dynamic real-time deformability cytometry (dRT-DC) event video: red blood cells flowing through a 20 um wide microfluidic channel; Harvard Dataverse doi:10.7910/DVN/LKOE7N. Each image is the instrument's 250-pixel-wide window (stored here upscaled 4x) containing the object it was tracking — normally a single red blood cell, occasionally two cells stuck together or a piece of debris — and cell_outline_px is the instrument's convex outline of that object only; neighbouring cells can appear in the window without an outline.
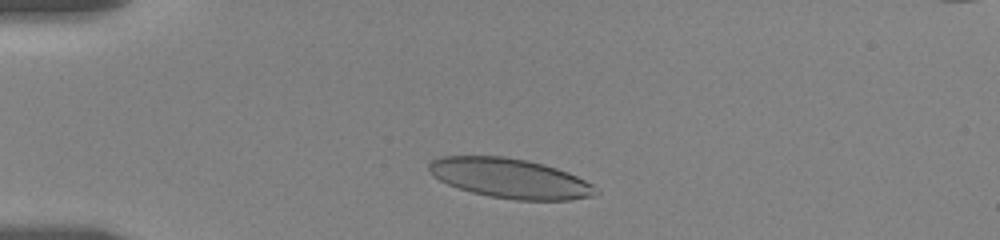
{"species": "human", "species_latin": "Homo sapiens", "temperature_condition": "room temperature", "stored_images_in_passage": 22, "camera_frame_rate_fps": 3000, "um_per_image_px": 0.085, "donor": {"sex": "female"}, "frame": {"image": 1, "passage_image": 3, "time_ms": 1.0, "image_size_px": [1000, 240], "cell_outline_px": [[600, 192], [592, 196], [572, 200], [516, 200], [488, 196], [472, 192], [448, 184], [440, 180], [428, 168], [428, 164], [432, 160], [440, 156], [504, 156], [528, 160], [544, 164], [568, 172], [592, 184]], "centroid_in_image_um": [43.38, 15.15], "position_along_channel_um": 41.6, "area_um2": 38.49}}
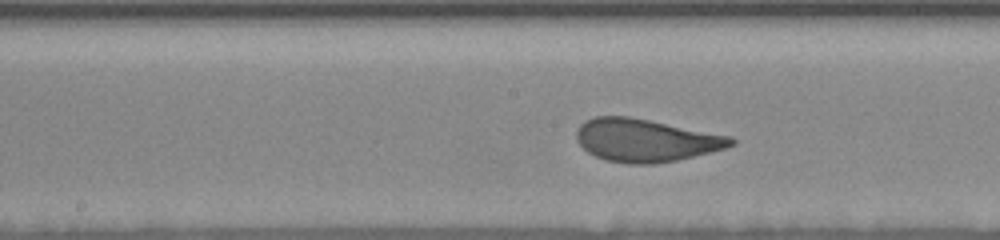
{"frame": {"image": 2, "passage_image": 14, "time_ms": 6.333, "image_size_px": [1000, 240], "cell_outline_px": [[736, 144], [724, 148], [676, 160], [656, 164], [628, 164], [604, 160], [588, 152], [576, 140], [576, 128], [584, 120], [592, 116], [628, 116], [732, 136], [736, 140]], "centroid_in_image_um": [54.84, 11.92], "position_along_channel_um": 193.4, "area_um2": 38.61}}
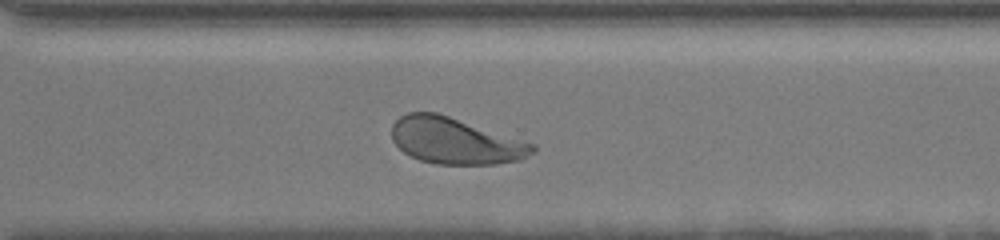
{"frame": {"image": 3, "passage_image": 22, "time_ms": 10.333, "image_size_px": [1000, 240], "cell_outline_px": [[536, 148], [532, 152], [520, 160], [496, 164], [436, 164], [420, 160], [404, 152], [392, 140], [392, 124], [400, 116], [408, 112], [436, 112], [536, 144]], "centroid_in_image_um": [38.69, 11.97], "position_along_channel_um": 331.9, "area_um2": 37.8}}